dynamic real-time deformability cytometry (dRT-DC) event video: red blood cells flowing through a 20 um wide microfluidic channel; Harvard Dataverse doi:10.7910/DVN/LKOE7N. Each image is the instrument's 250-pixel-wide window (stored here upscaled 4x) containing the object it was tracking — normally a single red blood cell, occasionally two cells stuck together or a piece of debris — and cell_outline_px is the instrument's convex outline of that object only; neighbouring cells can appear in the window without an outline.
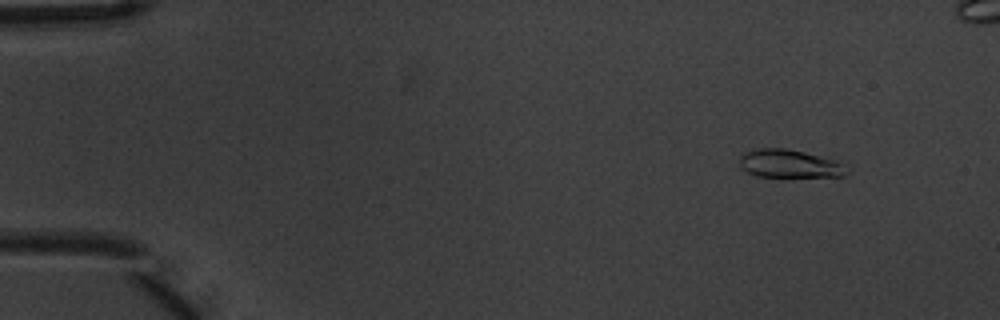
{"species": "common noctule bat (a hibernating species)", "species_latin": "Nyctalus noctula", "temperature_condition": "warm", "stored_images_in_passage": 6, "camera_frame_rate_fps": 3000, "um_per_image_px": 0.085, "animal": {"sex": "male", "body_mass_g": 20.1, "forearm_length_mm": 53.5}, "frame": {"image": 1, "passage_image": 2, "time_ms": 0.333, "image_size_px": [1000, 320], "cell_outline_px": [[848, 172], [844, 176], [792, 180], [784, 180], [756, 176], [740, 168], [740, 156], [744, 152], [756, 148], [784, 148], [804, 152], [836, 160]], "centroid_in_image_um": [67.08, 13.99], "position_along_channel_um": 17.9, "area_um2": 18.67}}